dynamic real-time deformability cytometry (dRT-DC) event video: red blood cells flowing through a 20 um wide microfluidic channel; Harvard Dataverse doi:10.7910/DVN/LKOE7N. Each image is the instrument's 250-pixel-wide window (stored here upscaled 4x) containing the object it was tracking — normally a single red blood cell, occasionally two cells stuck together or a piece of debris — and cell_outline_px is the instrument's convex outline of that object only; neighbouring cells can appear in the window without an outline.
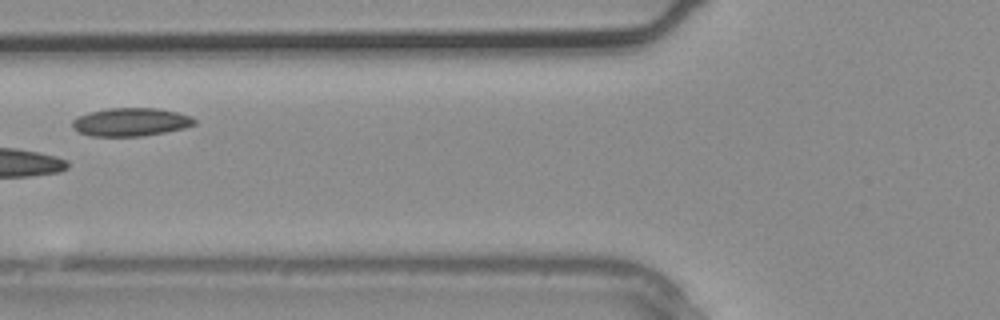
{"species": "common noctule bat (a hibernating species)", "species_latin": "Nyctalus noctula", "temperature_condition": "warm", "stored_images_in_passage": 4, "camera_frame_rate_fps": 3000, "um_per_image_px": 0.085, "animal": {"sex": "male", "body_mass_g": 20.4}, "frame": {"image": 1, "passage_image": 4, "time_ms": 1.0, "image_size_px": [1000, 320], "cell_outline_px": [[196, 124], [184, 128], [144, 136], [92, 136], [80, 132], [72, 128], [72, 120], [76, 116], [88, 112], [108, 108], [160, 108], [192, 116], [196, 120]], "centroid_in_image_um": [11.11, 10.36], "position_along_channel_um": 114.7, "area_um2": 20.23}}